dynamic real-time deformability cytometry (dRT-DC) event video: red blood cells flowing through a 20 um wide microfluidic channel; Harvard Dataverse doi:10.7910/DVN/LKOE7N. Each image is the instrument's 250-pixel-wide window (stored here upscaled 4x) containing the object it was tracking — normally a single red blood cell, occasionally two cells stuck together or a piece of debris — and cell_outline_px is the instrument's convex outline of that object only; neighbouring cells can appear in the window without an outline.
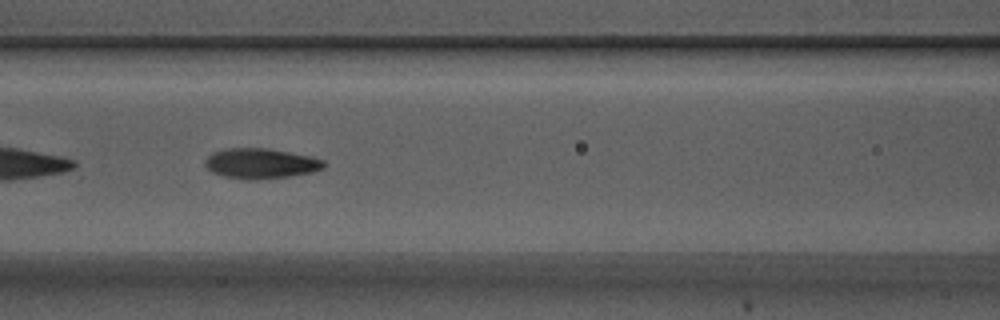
{"species": "Egyptian fruit bat (a non-hibernating species)", "species_latin": "Rousettus aegyptiacus", "temperature_condition": "warm", "stored_images_in_passage": 41, "camera_frame_rate_fps": 3000, "um_per_image_px": 0.085, "animal": {"sex": "male"}, "frame": {"image": 1, "passage_image": 9, "time_ms": 2.667, "image_size_px": [1000, 320], "cell_outline_px": [[324, 168], [312, 172], [288, 176], [256, 180], [248, 180], [224, 176], [212, 172], [204, 164], [204, 160], [212, 152], [224, 148], [268, 148], [312, 156], [324, 160]], "centroid_in_image_um": [22.15, 13.88], "position_along_channel_um": 144.5, "area_um2": 21.04}}
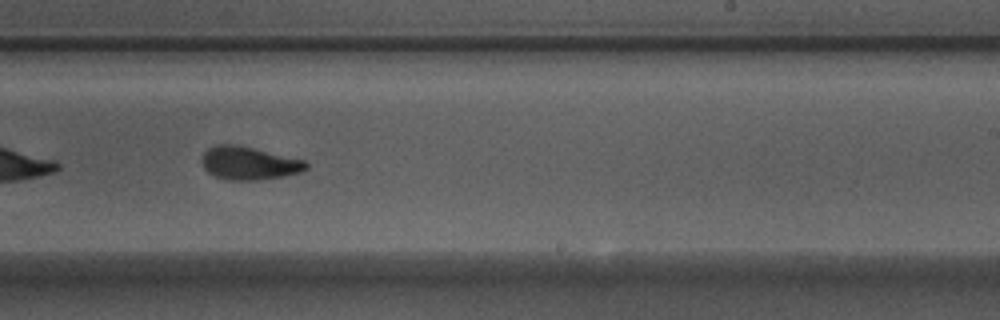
{"frame": {"image": 2, "passage_image": 19, "time_ms": 6.0, "image_size_px": [1000, 320], "cell_outline_px": [[308, 168], [300, 172], [284, 176], [260, 180], [228, 180], [216, 176], [208, 172], [204, 168], [200, 160], [204, 152], [208, 148], [216, 144], [232, 144], [252, 148], [304, 160], [308, 164]], "centroid_in_image_um": [21.13, 13.88], "position_along_channel_um": 267.9, "area_um2": 20.0}}
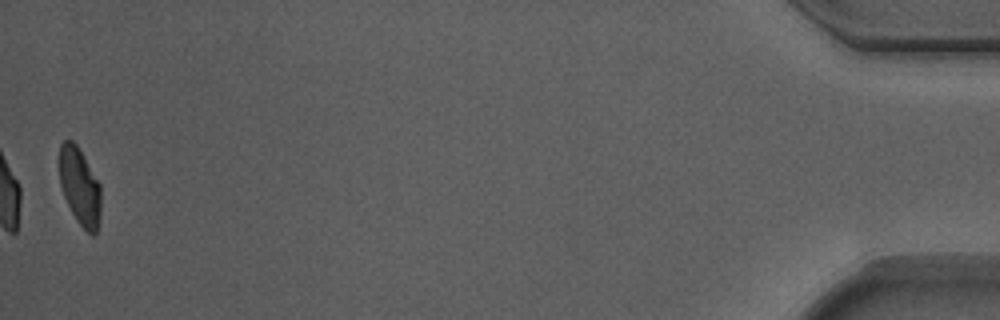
{"frame": {"image": 3, "passage_image": 40, "time_ms": 13.0, "image_size_px": [1000, 320], "cell_outline_px": [[100, 220], [96, 232], [92, 236], [76, 220], [64, 196], [60, 184], [60, 144], [64, 140], [72, 140], [76, 144], [100, 184]], "centroid_in_image_um": [6.79, 15.87], "position_along_channel_um": 428.4, "area_um2": 18.44}, "authors_computed_cell_mechanics": {"area_um2": 20.1144, "velocity_mm_per_s": 3.7122, "shape_relaxation_time_tau1_ms": 3.4084, "shape_relaxation_time_tau2_ms": 1.6078, "deformation_change_tau1": 0.1418, "deformation_change_tau2": 0.0698}}